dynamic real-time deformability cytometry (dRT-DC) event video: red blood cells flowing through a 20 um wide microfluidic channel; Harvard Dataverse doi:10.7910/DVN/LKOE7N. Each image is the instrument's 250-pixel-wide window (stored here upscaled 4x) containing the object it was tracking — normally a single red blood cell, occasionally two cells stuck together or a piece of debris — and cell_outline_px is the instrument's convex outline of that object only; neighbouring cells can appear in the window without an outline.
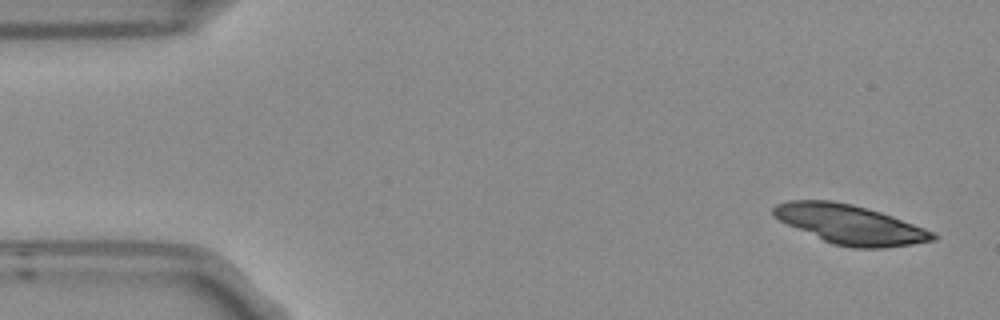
{"species": "Egyptian fruit bat (a non-hibernating species)", "species_latin": "Rousettus aegyptiacus", "temperature_condition": "room temperature", "stored_images_in_passage": 4, "camera_frame_rate_fps": 3000, "um_per_image_px": 0.085, "frame": {"image": 1, "passage_image": 1, "time_ms": 0.0, "image_size_px": [1000, 320], "cell_outline_px": [[940, 236], [936, 240], [912, 244], [884, 248], [852, 248], [832, 244], [788, 224], [772, 216], [772, 208], [776, 204], [788, 200], [832, 200], [852, 204], [880, 212], [892, 216], [924, 228]], "centroid_in_image_um": [72.26, 19.08], "position_along_channel_um": 12.7, "area_um2": 36.3}}